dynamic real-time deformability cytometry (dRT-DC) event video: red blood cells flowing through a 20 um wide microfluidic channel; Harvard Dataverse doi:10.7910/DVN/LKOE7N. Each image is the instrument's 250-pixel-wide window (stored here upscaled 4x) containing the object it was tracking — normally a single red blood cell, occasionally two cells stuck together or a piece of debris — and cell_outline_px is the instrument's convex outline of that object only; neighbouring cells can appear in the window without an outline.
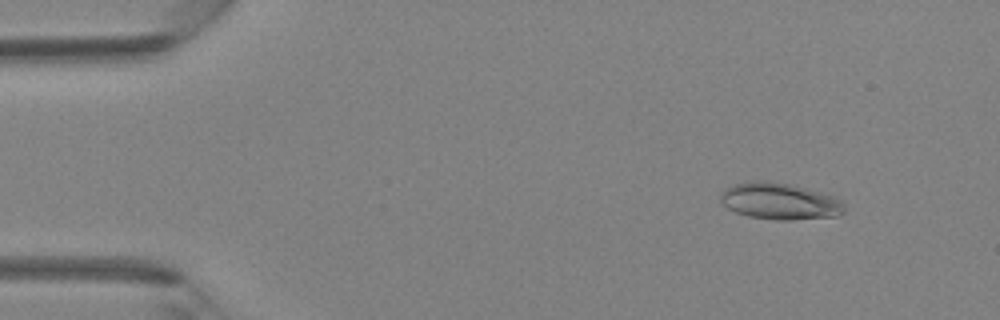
{"species": "Egyptian fruit bat (a non-hibernating species)", "species_latin": "Rousettus aegyptiacus", "temperature_condition": "room temperature", "stored_images_in_passage": 41, "camera_frame_rate_fps": 3000, "um_per_image_px": 0.085, "animal": {"sex": "female"}, "frame": {"image": 1, "passage_image": 5, "time_ms": 1.333, "image_size_px": [1000, 320], "cell_outline_px": [[844, 212], [836, 216], [792, 220], [776, 220], [748, 216], [736, 212], [728, 208], [720, 200], [720, 192], [724, 188], [736, 184], [752, 180], [768, 180], [788, 184], [804, 188], [832, 196], [840, 200], [844, 204]], "centroid_in_image_um": [66.23, 17.1], "position_along_channel_um": 18.8, "area_um2": 26.3}}
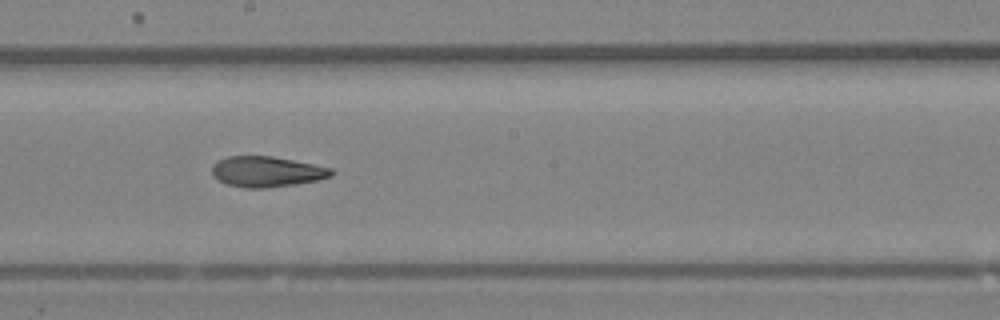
{"frame": {"image": 2, "passage_image": 23, "time_ms": 7.333, "image_size_px": [1000, 320], "cell_outline_px": [[336, 172], [332, 176], [316, 180], [296, 184], [268, 188], [244, 188], [228, 184], [212, 176], [212, 164], [216, 160], [228, 156], [272, 156], [332, 168]], "centroid_in_image_um": [22.65, 14.59], "position_along_channel_um": 225.5, "area_um2": 21.33}}
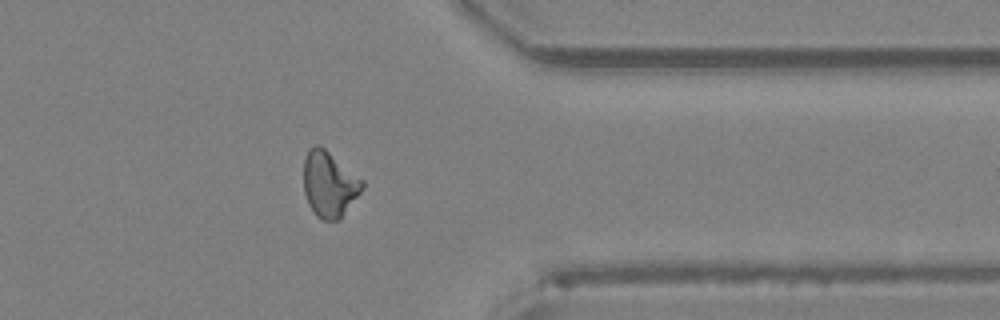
{"frame": {"image": 3, "passage_image": 33, "time_ms": 10.667, "image_size_px": [1000, 320], "cell_outline_px": [[364, 188], [340, 220], [320, 220], [316, 216], [308, 204], [304, 192], [304, 156], [316, 144], [320, 144], [364, 180]], "centroid_in_image_um": [28.0, 15.67], "position_along_channel_um": 383.4, "area_um2": 22.66}}